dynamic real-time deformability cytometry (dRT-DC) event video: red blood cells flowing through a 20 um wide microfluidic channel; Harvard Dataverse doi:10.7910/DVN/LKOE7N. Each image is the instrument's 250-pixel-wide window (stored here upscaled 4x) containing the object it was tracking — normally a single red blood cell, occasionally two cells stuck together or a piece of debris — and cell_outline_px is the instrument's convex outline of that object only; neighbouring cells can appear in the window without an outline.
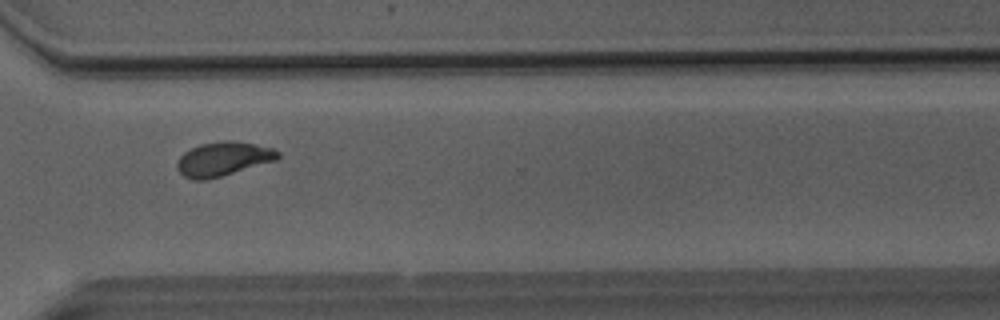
{"species": "Egyptian fruit bat (a non-hibernating species)", "species_latin": "Rousettus aegyptiacus", "temperature_condition": "room temperature", "stored_images_in_passage": 31, "camera_frame_rate_fps": 3000, "um_per_image_px": 0.085, "animal": {"sex": "male"}, "frame": {"image": 1, "passage_image": 25, "time_ms": 8.0, "image_size_px": [1000, 320], "cell_outline_px": [[280, 156], [276, 160], [208, 180], [192, 180], [184, 176], [176, 168], [176, 164], [180, 156], [184, 152], [200, 144], [224, 140], [232, 140], [272, 148], [280, 152]], "centroid_in_image_um": [18.94, 13.51], "position_along_channel_um": 351.7, "area_um2": 19.94}, "authors_computed_cell_mechanics": {"area_um2": 19.652, "velocity_mm_per_s": 4.0366, "shape_relaxation_time_tau1_ms": 3.7771, "shape_relaxation_time_tau2_ms": 1.4944, "deformation_change_tau1": 0.1367, "deformation_change_tau2": 0.0694}}